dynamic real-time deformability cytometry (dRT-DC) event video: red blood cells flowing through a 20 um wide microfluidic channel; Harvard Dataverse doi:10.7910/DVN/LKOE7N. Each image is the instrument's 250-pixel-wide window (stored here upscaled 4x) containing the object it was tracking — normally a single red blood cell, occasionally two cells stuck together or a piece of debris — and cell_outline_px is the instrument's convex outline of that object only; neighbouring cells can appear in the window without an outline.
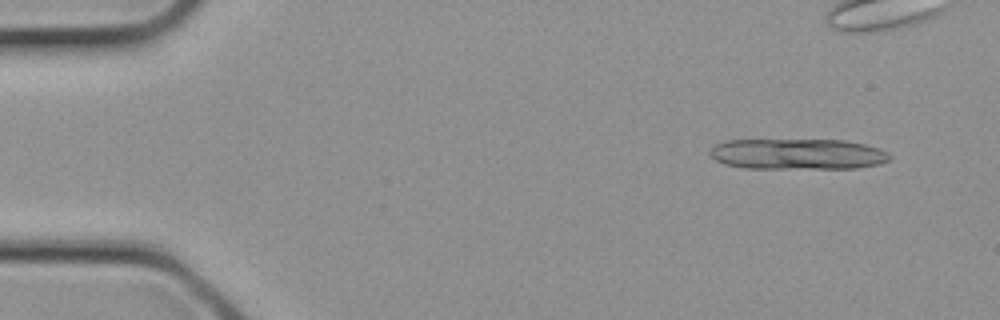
{"species": "common noctule bat (a hibernating species)", "species_latin": "Nyctalus noctula", "temperature_condition": "cold", "stored_images_in_passage": 3, "camera_frame_rate_fps": 3000, "um_per_image_px": 0.085, "animal": {"sex": "female", "body_mass_g": 21.9}, "frame": {"image": 1, "passage_image": 1, "time_ms": 0.0, "image_size_px": [1000, 320], "cell_outline_px": [[892, 156], [888, 160], [880, 164], [856, 168], [744, 168], [724, 164], [716, 160], [708, 152], [716, 144], [724, 140], [844, 140], [864, 144], [880, 148], [888, 152]], "centroid_in_image_um": [67.81, 13.09], "position_along_channel_um": 17.2, "area_um2": 32.37}}